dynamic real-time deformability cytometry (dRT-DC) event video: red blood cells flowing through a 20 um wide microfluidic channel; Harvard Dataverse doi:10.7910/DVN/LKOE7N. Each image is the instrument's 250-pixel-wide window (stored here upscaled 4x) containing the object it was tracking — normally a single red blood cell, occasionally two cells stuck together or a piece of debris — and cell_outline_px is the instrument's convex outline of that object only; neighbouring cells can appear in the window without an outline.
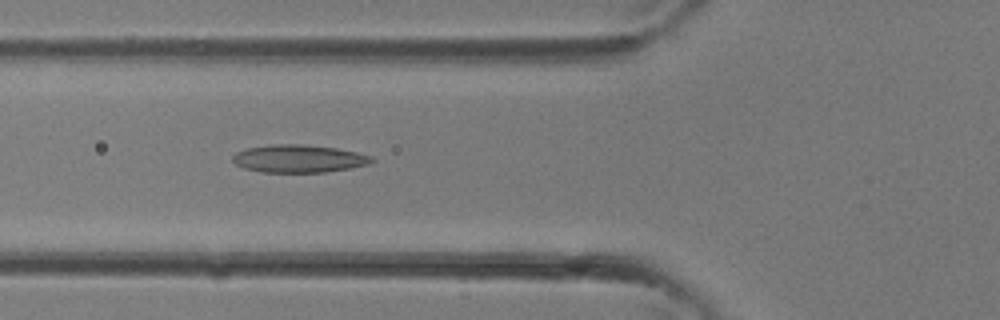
{"species": "common noctule bat (a hibernating species)", "species_latin": "Nyctalus noctula", "temperature_condition": "room temperature", "stored_images_in_passage": 34, "camera_frame_rate_fps": 3000, "um_per_image_px": 0.085, "animal": {"sex": "female"}, "frame": {"image": 1, "passage_image": 13, "time_ms": 4.0, "image_size_px": [1000, 320], "cell_outline_px": [[376, 160], [368, 164], [352, 168], [324, 172], [260, 172], [244, 168], [236, 164], [232, 160], [232, 156], [236, 152], [248, 148], [272, 144], [300, 144], [336, 148], [356, 152], [372, 156]], "centroid_in_image_um": [25.4, 13.49], "position_along_channel_um": 100.4, "area_um2": 22.48}}
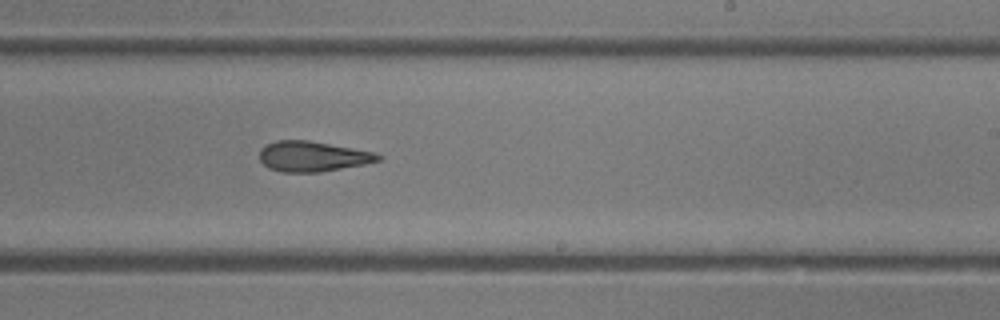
{"frame": {"image": 2, "passage_image": 21, "time_ms": 6.667, "image_size_px": [1000, 320], "cell_outline_px": [[384, 156], [380, 160], [364, 164], [320, 172], [284, 172], [268, 168], [260, 160], [260, 148], [276, 140], [308, 140], [352, 148], [372, 152]], "centroid_in_image_um": [26.55, 13.29], "position_along_channel_um": 262.4, "area_um2": 20.75}}
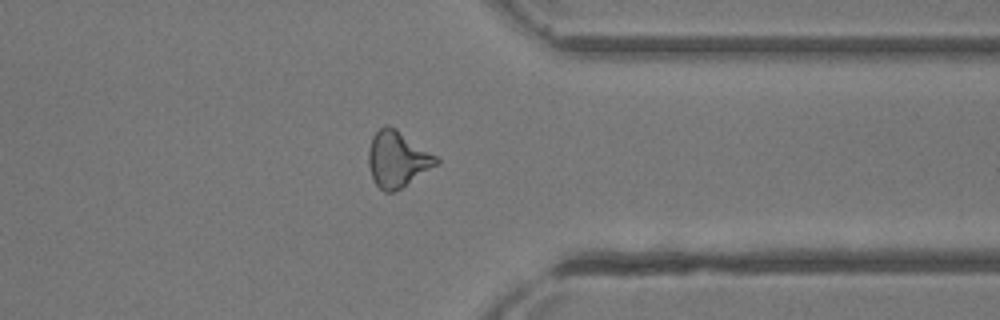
{"frame": {"image": 3, "passage_image": 27, "time_ms": 8.667, "image_size_px": [1000, 320], "cell_outline_px": [[440, 160], [436, 164], [400, 188], [392, 192], [384, 192], [376, 184], [372, 176], [368, 164], [368, 148], [372, 136], [384, 124], [388, 124], [396, 128], [436, 156]], "centroid_in_image_um": [33.72, 13.49], "position_along_channel_um": 377.7, "area_um2": 21.68}}